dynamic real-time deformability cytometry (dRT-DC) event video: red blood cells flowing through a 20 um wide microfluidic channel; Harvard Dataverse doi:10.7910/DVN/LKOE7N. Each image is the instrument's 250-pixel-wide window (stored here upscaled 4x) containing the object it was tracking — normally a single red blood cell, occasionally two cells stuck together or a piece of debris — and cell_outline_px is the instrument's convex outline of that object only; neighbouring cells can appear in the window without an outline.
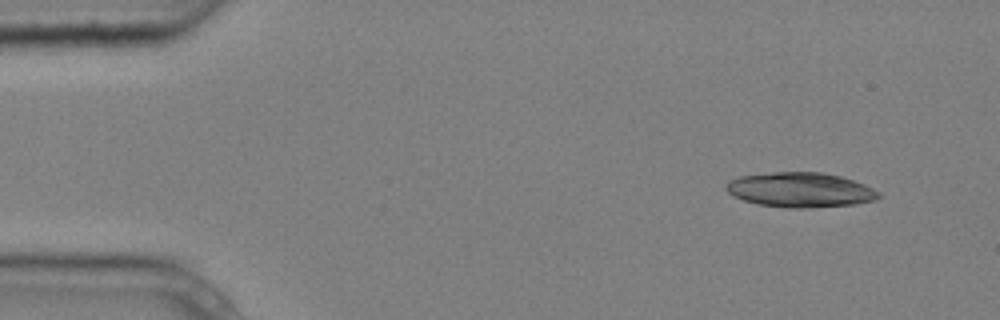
{"species": "common noctule bat (a hibernating species)", "species_latin": "Nyctalus noctula", "temperature_condition": "cold", "stored_images_in_passage": 4, "segment_of_instrument_passage": [1, 2], "camera_frame_rate_fps": 3000, "um_per_image_px": 0.085, "animal": {"sex": "male", "body_mass_g": 20.4}, "frame": {"image": 1, "passage_image": 1, "time_ms": 0.0, "image_size_px": [1000, 320], "cell_outline_px": [[880, 196], [876, 200], [856, 204], [808, 208], [788, 208], [756, 204], [732, 196], [724, 188], [728, 180], [740, 176], [772, 172], [820, 172], [840, 176], [864, 184], [880, 192]], "centroid_in_image_um": [68.0, 16.14], "position_along_channel_um": 17.0, "area_um2": 31.1}}